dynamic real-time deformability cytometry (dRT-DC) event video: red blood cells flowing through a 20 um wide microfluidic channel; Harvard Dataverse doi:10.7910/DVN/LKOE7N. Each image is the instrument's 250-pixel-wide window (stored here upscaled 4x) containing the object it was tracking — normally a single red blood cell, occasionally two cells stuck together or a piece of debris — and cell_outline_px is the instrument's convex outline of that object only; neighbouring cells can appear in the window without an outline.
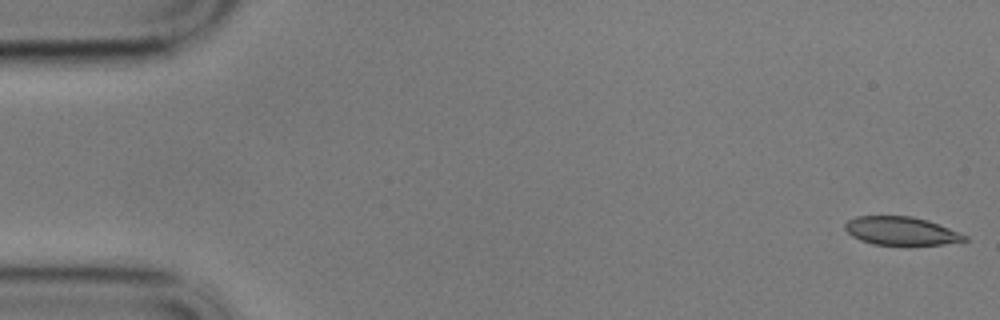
{"species": "common noctule bat (a hibernating species)", "species_latin": "Nyctalus noctula", "temperature_condition": "cold", "stored_images_in_passage": 58, "camera_frame_rate_fps": 3000, "um_per_image_px": 0.085, "animal": {"sex": "male", "body_mass_g": 17.9}, "frame": {"image": 1, "passage_image": 1, "time_ms": 0.0, "image_size_px": [1000, 320], "cell_outline_px": [[968, 240], [944, 244], [908, 248], [872, 244], [860, 240], [852, 236], [844, 228], [844, 224], [848, 220], [856, 216], [912, 216], [928, 220], [960, 232], [968, 236]], "centroid_in_image_um": [76.62, 19.68], "position_along_channel_um": 8.4, "area_um2": 20.69}}
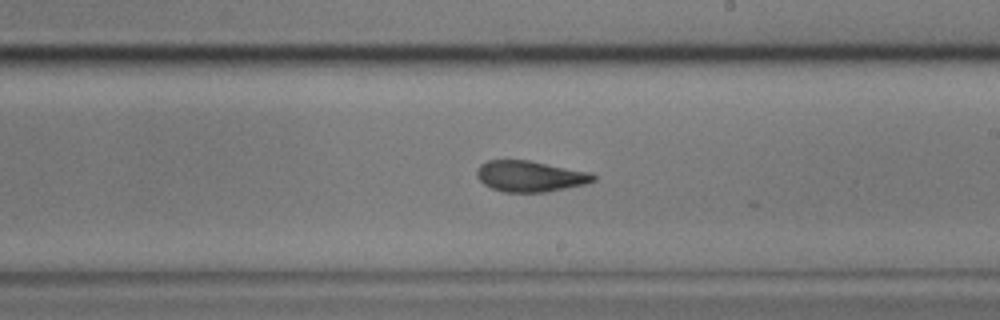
{"frame": {"image": 2, "passage_image": 33, "time_ms": 10.667, "image_size_px": [1000, 320], "cell_outline_px": [[596, 180], [584, 184], [544, 192], [504, 192], [492, 188], [484, 184], [476, 176], [476, 172], [480, 164], [488, 160], [528, 160], [592, 172], [596, 176]], "centroid_in_image_um": [45.06, 14.97], "position_along_channel_um": 243.9, "area_um2": 20.98}}
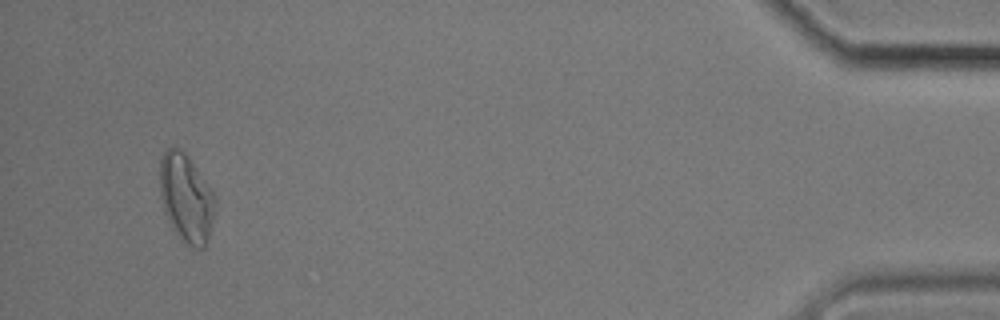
{"frame": {"image": 3, "passage_image": 55, "time_ms": 18.0, "image_size_px": [1000, 320], "cell_outline_px": [[216, 204], [208, 240], [204, 248], [196, 248], [188, 244], [172, 228], [164, 212], [160, 196], [160, 156], [168, 148], [180, 148], [188, 156], [208, 184], [216, 196]], "centroid_in_image_um": [15.83, 16.81], "position_along_channel_um": 419.4, "area_um2": 28.38}, "authors_computed_cell_mechanics": {"area_um2": 21.675, "velocity_mm_per_s": 3.4133, "shape_relaxation_time_tau1_ms": null, "shape_relaxation_time_tau2_ms": 2.6613, "deformation_change_tau1": null, "deformation_change_tau2": 0.0808}}